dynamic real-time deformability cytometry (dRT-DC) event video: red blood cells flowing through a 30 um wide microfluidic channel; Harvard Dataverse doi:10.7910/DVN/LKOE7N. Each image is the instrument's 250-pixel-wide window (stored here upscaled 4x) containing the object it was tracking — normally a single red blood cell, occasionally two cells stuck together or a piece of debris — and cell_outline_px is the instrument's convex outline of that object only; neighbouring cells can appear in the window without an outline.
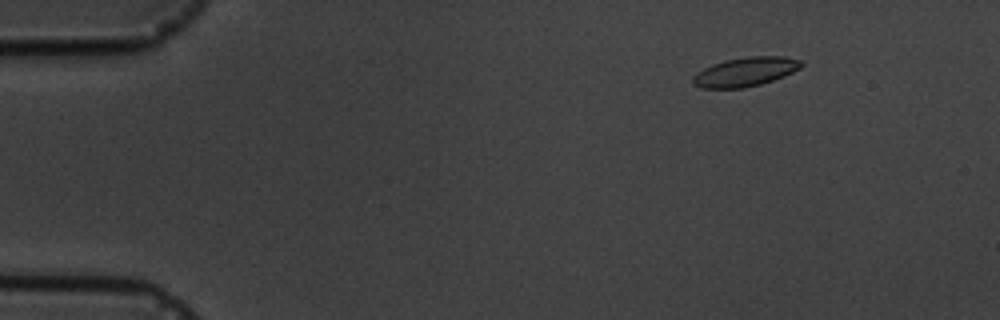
{"species": "common noctule bat (a hibernating species)", "species_latin": "Nyctalus noctula", "temperature_condition": "cold", "stored_images_in_passage": 14, "camera_frame_rate_fps": 3000, "um_per_image_px": 0.085, "animal": {"sex": "male", "body_mass_g": 19.5, "forearm_length_mm": 54.6}, "frame": {"image": 1, "passage_image": 1, "time_ms": 0.0, "image_size_px": [1000, 320], "cell_outline_px": [[804, 64], [800, 68], [784, 76], [760, 84], [744, 88], [700, 88], [692, 84], [692, 76], [696, 72], [712, 64], [728, 60], [748, 56], [784, 56], [800, 60]], "centroid_in_image_um": [63.33, 6.11], "position_along_channel_um": 21.7, "area_um2": 18.38}}
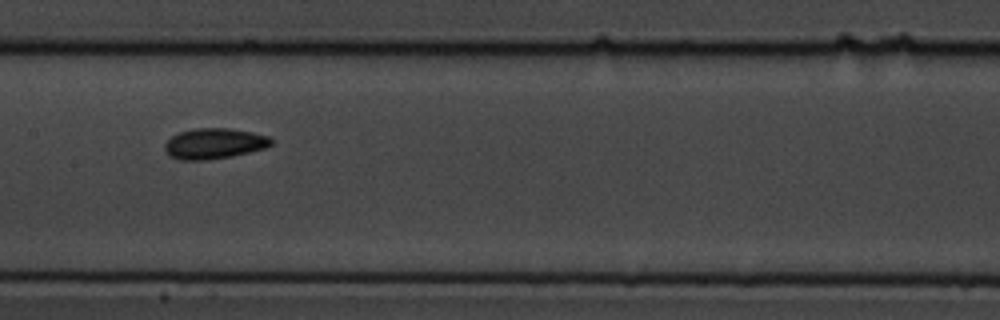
{"frame": {"image": 2, "passage_image": 7, "time_ms": 7.0, "image_size_px": [1000, 320], "cell_outline_px": [[272, 144], [264, 148], [232, 156], [204, 160], [180, 160], [168, 156], [164, 148], [164, 144], [172, 136], [180, 132], [196, 128], [228, 128], [252, 132], [268, 136], [272, 140]], "centroid_in_image_um": [18.17, 12.2], "position_along_channel_um": 189.2, "area_um2": 18.9}}
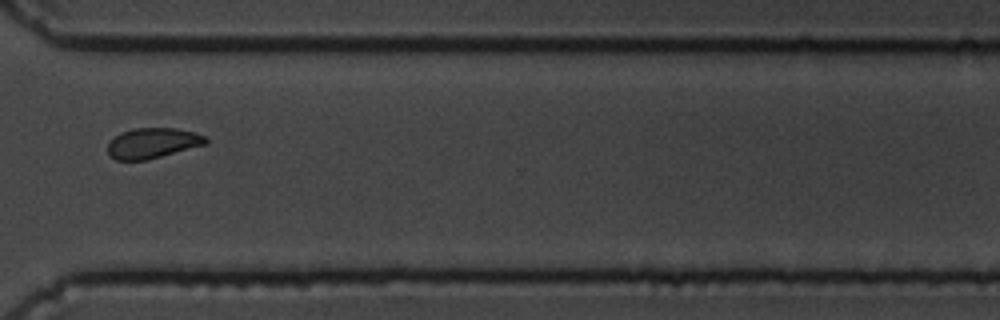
{"frame": {"image": 3, "passage_image": 11, "time_ms": 11.667, "image_size_px": [1000, 320], "cell_outline_px": [[208, 144], [148, 160], [116, 160], [108, 156], [108, 144], [120, 132], [136, 128], [176, 128], [208, 136]], "centroid_in_image_um": [13.0, 12.17], "position_along_channel_um": 357.6, "area_um2": 17.51}, "authors_computed_cell_mechanics": {"area_um2": 17.8891, "velocity_mm_per_s": 3.6206, "shape_relaxation_time_tau1_ms": 2.3901, "shape_relaxation_time_tau2_ms": 3.2316, "deformation_change_tau1": 0.0689, "deformation_change_tau2": 0.0583}}